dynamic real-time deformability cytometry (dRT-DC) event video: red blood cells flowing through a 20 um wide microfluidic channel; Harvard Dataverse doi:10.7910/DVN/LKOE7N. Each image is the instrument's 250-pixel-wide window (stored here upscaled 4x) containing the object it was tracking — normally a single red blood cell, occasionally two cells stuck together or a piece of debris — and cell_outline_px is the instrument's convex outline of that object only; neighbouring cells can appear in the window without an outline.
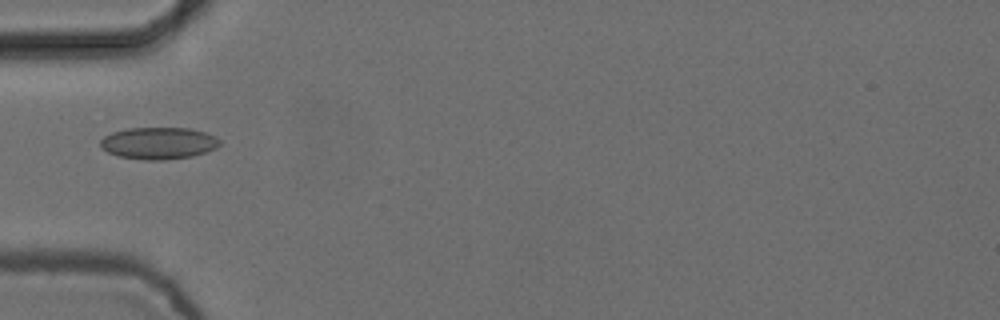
{"species": "common noctule bat (a hibernating species)", "species_latin": "Nyctalus noctula", "temperature_condition": "cold", "stored_images_in_passage": 6, "camera_frame_rate_fps": 3000, "um_per_image_px": 0.085, "animal": {"sex": "female", "body_mass_g": 24.6, "forearm_length_mm": 56.2}, "frame": {"image": 1, "passage_image": 6, "time_ms": 1.667, "image_size_px": [1000, 320], "cell_outline_px": [[220, 144], [216, 148], [192, 156], [164, 160], [144, 160], [120, 156], [108, 152], [100, 148], [100, 140], [104, 136], [112, 132], [128, 128], [188, 128], [204, 132], [216, 136], [220, 140]], "centroid_in_image_um": [13.46, 12.17], "position_along_channel_um": 71.5, "area_um2": 22.2}}